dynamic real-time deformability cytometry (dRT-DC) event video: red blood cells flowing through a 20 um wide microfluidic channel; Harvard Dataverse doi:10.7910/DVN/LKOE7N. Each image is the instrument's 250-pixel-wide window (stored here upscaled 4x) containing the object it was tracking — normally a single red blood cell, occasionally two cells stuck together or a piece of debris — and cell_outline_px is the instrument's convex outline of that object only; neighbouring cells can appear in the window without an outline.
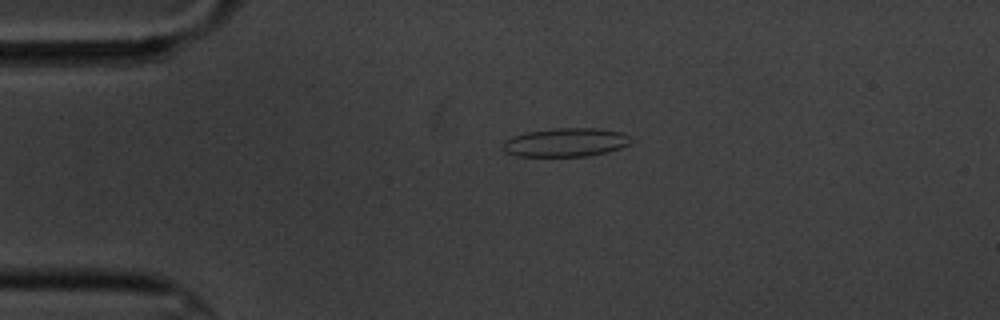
{"species": "common noctule bat (a hibernating species)", "species_latin": "Nyctalus noctula", "temperature_condition": "cold", "stored_images_in_passage": 2, "camera_frame_rate_fps": 3000, "um_per_image_px": 0.085, "animal": {"sex": "male", "body_mass_g": 20.1, "forearm_length_mm": 53.5}, "frame": {"image": 1, "passage_image": 1, "time_ms": 0.0, "image_size_px": [1000, 320], "cell_outline_px": [[632, 140], [628, 144], [620, 148], [588, 156], [516, 156], [504, 152], [504, 140], [528, 132], [552, 128], [592, 128], [620, 132], [628, 136]], "centroid_in_image_um": [48.06, 12.1], "position_along_channel_um": 36.9, "area_um2": 21.04}}